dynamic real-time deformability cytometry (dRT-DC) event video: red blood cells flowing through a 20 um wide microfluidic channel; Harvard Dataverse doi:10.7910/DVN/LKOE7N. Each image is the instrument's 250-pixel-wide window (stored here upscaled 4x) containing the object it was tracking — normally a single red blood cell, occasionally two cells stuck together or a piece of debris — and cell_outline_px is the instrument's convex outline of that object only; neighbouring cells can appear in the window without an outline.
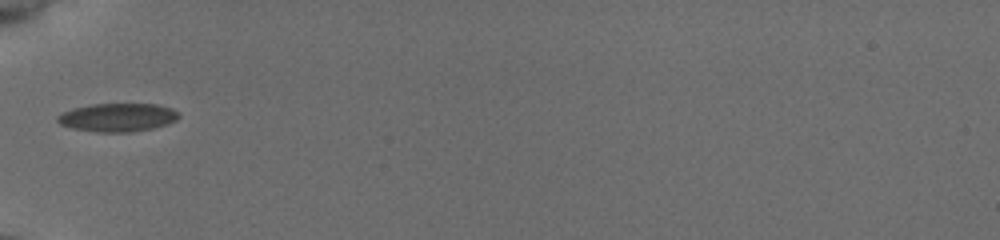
{"species": "common noctule bat (a hibernating species)", "species_latin": "Nyctalus noctula", "temperature_condition": "cold", "stored_images_in_passage": 34, "camera_frame_rate_fps": 3000, "um_per_image_px": 0.085, "animal": {"sex": "female", "body_mass_g": 19.5, "forearm_length_mm": 54.1}, "frame": {"image": 1, "passage_image": 1, "time_ms": 0.0, "image_size_px": [1000, 240], "cell_outline_px": [[180, 116], [176, 120], [152, 128], [128, 132], [96, 132], [72, 128], [60, 124], [56, 120], [56, 116], [72, 108], [92, 104], [156, 104], [172, 108], [180, 112]], "centroid_in_image_um": [9.98, 9.97], "position_along_channel_um": 75.0, "area_um2": 20.0}}
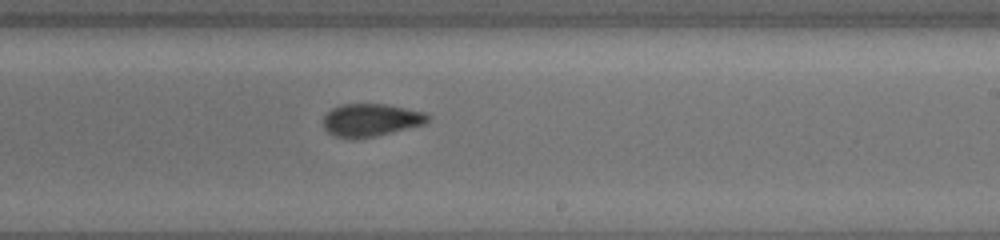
{"frame": {"image": 2, "passage_image": 15, "time_ms": 4.667, "image_size_px": [1000, 240], "cell_outline_px": [[432, 116], [428, 124], [376, 136], [356, 140], [352, 140], [336, 136], [328, 132], [324, 128], [324, 116], [332, 108], [340, 104], [384, 104], [424, 112]], "centroid_in_image_um": [31.56, 10.22], "position_along_channel_um": 257.4, "area_um2": 20.29}}
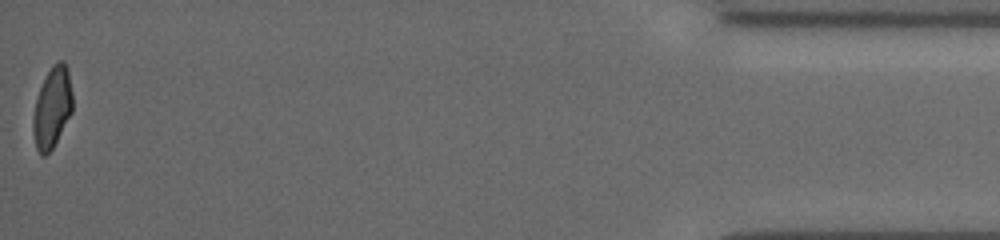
{"frame": {"image": 3, "passage_image": 34, "time_ms": 11.0, "image_size_px": [1000, 240], "cell_outline_px": [[72, 112], [52, 148], [44, 156], [40, 156], [36, 148], [32, 132], [32, 120], [36, 100], [40, 88], [52, 64], [56, 60], [64, 60], [68, 68], [72, 92]], "centroid_in_image_um": [4.43, 9.13], "position_along_channel_um": 430.8, "area_um2": 18.61}, "authors_computed_cell_mechanics": {"area_um2": 19.6231, "velocity_mm_per_s": 3.9419, "shape_relaxation_time_tau1_ms": 4.4668, "shape_relaxation_time_tau2_ms": 1.6702, "deformation_change_tau1": 0.128, "deformation_change_tau2": 0.0687}}